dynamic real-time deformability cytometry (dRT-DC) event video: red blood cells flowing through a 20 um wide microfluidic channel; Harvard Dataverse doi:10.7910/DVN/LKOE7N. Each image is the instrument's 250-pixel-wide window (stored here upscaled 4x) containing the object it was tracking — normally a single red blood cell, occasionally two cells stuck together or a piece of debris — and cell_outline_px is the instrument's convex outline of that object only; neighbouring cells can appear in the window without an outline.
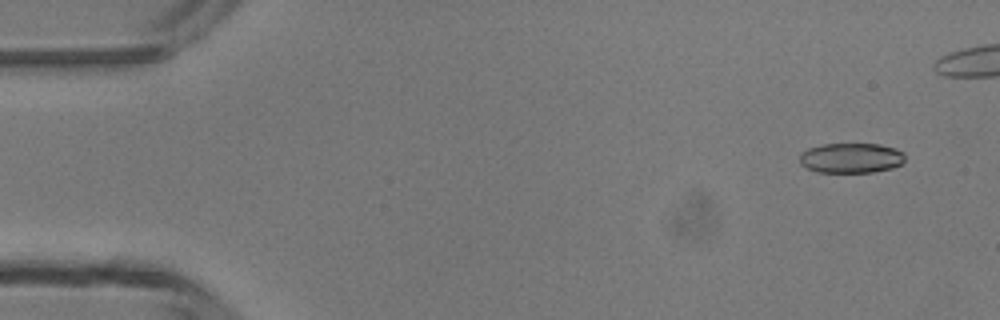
{"species": "common noctule bat (a hibernating species)", "species_latin": "Nyctalus noctula", "temperature_condition": "room temperature", "stored_images_in_passage": 5, "camera_frame_rate_fps": 3000, "um_per_image_px": 0.085, "animal": {"sex": "male", "body_mass_g": 13.3}, "frame": {"image": 1, "passage_image": 1, "time_ms": 0.0, "image_size_px": [1000, 320], "cell_outline_px": [[904, 160], [900, 164], [892, 168], [872, 172], [816, 172], [800, 164], [800, 152], [808, 148], [824, 144], [880, 144], [896, 148], [904, 152]], "centroid_in_image_um": [72.34, 13.42], "position_along_channel_um": 12.7, "area_um2": 18.5}}